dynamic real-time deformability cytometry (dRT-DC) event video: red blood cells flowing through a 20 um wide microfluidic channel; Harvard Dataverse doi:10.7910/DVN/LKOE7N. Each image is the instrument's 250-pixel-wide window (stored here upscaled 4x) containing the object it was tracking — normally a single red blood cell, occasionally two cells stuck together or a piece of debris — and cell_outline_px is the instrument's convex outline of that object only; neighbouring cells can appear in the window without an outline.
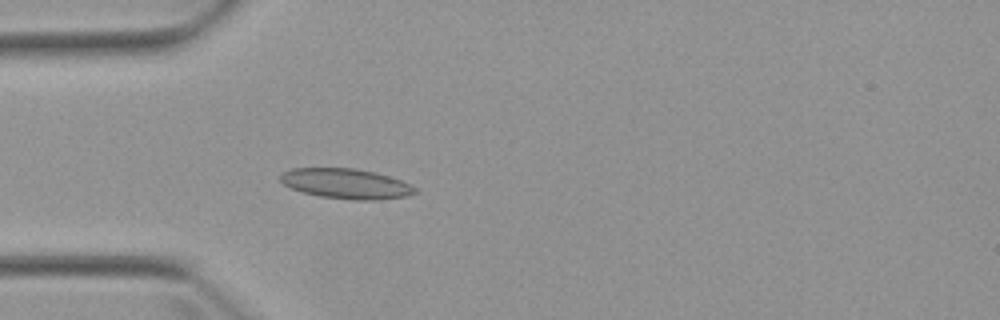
{"species": "Egyptian fruit bat (a non-hibernating species)", "species_latin": "Rousettus aegyptiacus", "temperature_condition": "warm", "stored_images_in_passage": 4, "camera_frame_rate_fps": 3000, "um_per_image_px": 0.085, "animal": {"sex": "female"}, "frame": {"image": 1, "passage_image": 4, "time_ms": 3.667, "image_size_px": [1000, 320], "cell_outline_px": [[416, 192], [408, 196], [380, 200], [352, 200], [320, 196], [304, 192], [292, 188], [284, 184], [280, 180], [280, 176], [284, 172], [292, 168], [356, 168], [376, 172], [400, 180], [416, 188]], "centroid_in_image_um": [29.43, 15.61], "position_along_channel_um": 55.6, "area_um2": 23.52}}